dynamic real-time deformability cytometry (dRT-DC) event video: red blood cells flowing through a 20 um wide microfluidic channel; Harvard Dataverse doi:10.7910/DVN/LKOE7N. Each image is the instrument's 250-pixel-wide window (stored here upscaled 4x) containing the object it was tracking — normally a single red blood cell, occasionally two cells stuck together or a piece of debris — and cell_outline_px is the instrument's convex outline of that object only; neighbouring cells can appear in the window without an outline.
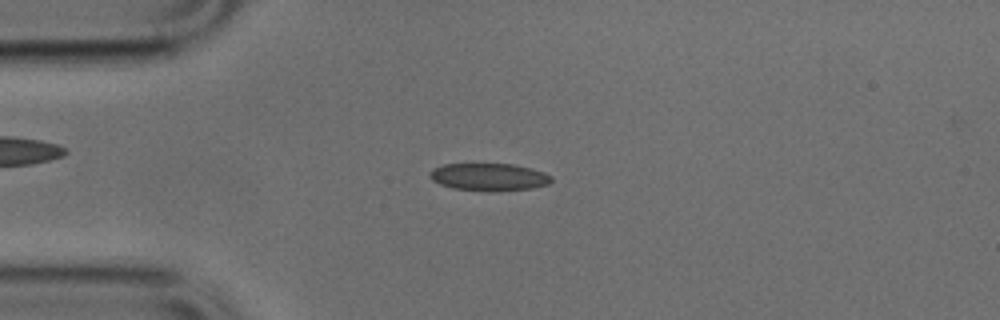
{"species": "common noctule bat (a hibernating species)", "species_latin": "Nyctalus noctula", "temperature_condition": "cold", "stored_images_in_passage": 49, "camera_frame_rate_fps": 3000, "um_per_image_px": 0.085, "animal": {"sex": "male", "body_mass_g": 17.9, "forearm_length_mm": 54.2}, "frame": {"image": 1, "passage_image": 11, "time_ms": 3.333, "image_size_px": [1000, 320], "cell_outline_px": [[552, 180], [548, 184], [532, 188], [452, 188], [440, 184], [432, 180], [428, 176], [428, 172], [432, 168], [444, 164], [512, 164], [532, 168], [544, 172], [552, 176]], "centroid_in_image_um": [41.52, 14.98], "position_along_channel_um": 43.5, "area_um2": 18.55}}
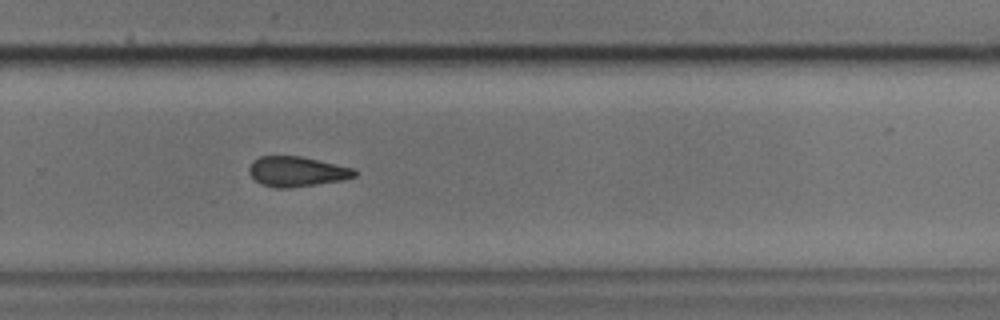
{"frame": {"image": 2, "passage_image": 32, "time_ms": 10.333, "image_size_px": [1000, 320], "cell_outline_px": [[356, 176], [340, 180], [316, 184], [288, 188], [276, 188], [260, 184], [248, 172], [248, 168], [252, 160], [260, 156], [300, 156], [356, 168]], "centroid_in_image_um": [25.2, 14.57], "position_along_channel_um": 304.6, "area_um2": 18.5}}
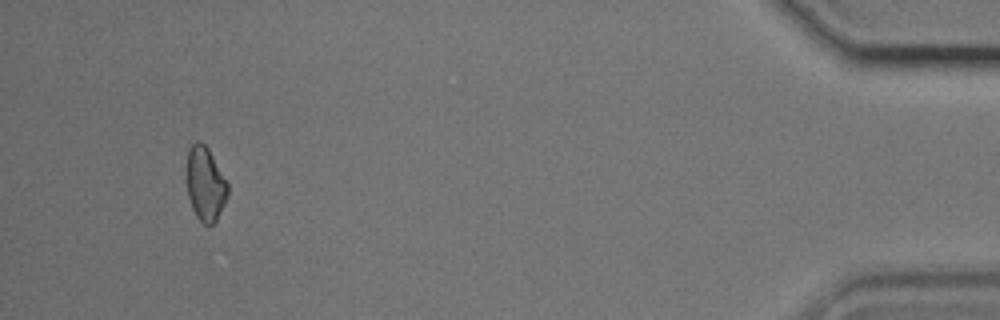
{"frame": {"image": 3, "passage_image": 46, "time_ms": 15.0, "image_size_px": [1000, 320], "cell_outline_px": [[228, 192], [224, 204], [216, 220], [212, 224], [204, 224], [196, 216], [192, 208], [188, 196], [184, 180], [184, 176], [188, 148], [196, 140], [200, 140], [208, 148], [228, 180]], "centroid_in_image_um": [17.41, 15.57], "position_along_channel_um": 417.8, "area_um2": 18.38}}